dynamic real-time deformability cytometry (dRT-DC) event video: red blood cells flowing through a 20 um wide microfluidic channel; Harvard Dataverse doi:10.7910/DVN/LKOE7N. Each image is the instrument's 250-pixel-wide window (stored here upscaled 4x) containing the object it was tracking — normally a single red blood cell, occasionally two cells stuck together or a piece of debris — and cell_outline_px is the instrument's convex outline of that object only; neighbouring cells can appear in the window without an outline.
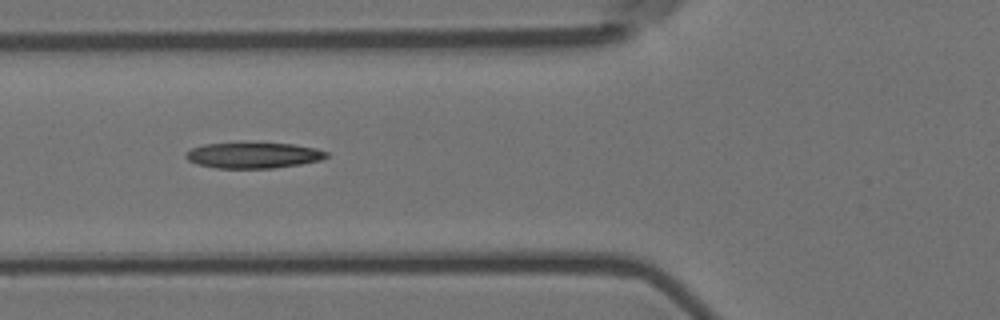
{"species": "Egyptian fruit bat (a non-hibernating species)", "species_latin": "Rousettus aegyptiacus", "temperature_condition": "room temperature", "stored_images_in_passage": 15, "camera_frame_rate_fps": 3000, "um_per_image_px": 0.085, "animal": {"sex": "female"}, "frame": {"image": 1, "passage_image": 6, "time_ms": 1.667, "image_size_px": [1000, 320], "cell_outline_px": [[328, 156], [320, 160], [300, 164], [272, 168], [216, 168], [200, 164], [188, 160], [184, 156], [184, 152], [192, 148], [204, 144], [292, 144], [316, 148], [328, 152]], "centroid_in_image_um": [21.53, 13.21], "position_along_channel_um": 104.3, "area_um2": 20.69}}
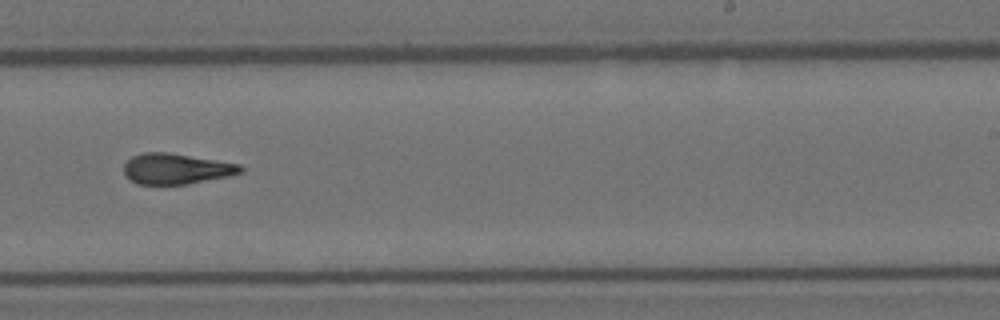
{"frame": {"image": 2, "passage_image": 10, "time_ms": 3.0, "image_size_px": [1000, 320], "cell_outline_px": [[244, 172], [228, 176], [188, 184], [136, 184], [124, 176], [124, 164], [132, 156], [144, 152], [168, 152], [240, 164], [244, 168]], "centroid_in_image_um": [14.97, 14.35], "position_along_channel_um": 274.0, "area_um2": 20.92}}
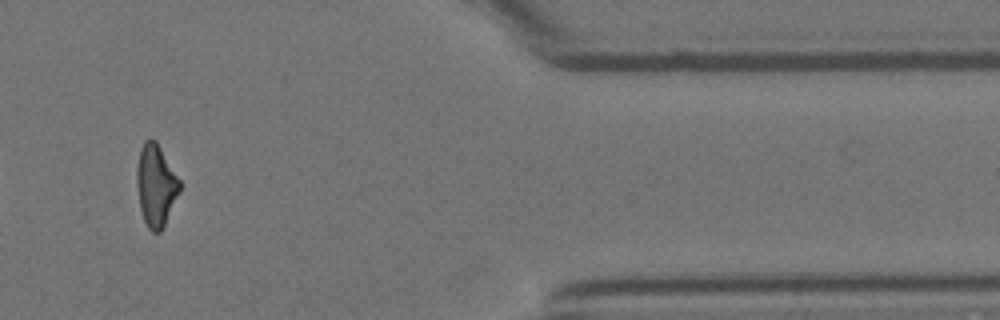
{"frame": {"image": 3, "passage_image": 13, "time_ms": 4.0, "image_size_px": [1000, 320], "cell_outline_px": [[180, 192], [160, 232], [152, 232], [148, 228], [144, 220], [140, 208], [136, 184], [136, 168], [140, 148], [144, 140], [156, 140], [180, 180]], "centroid_in_image_um": [13.23, 15.74], "position_along_channel_um": 398.2, "area_um2": 20.4}}